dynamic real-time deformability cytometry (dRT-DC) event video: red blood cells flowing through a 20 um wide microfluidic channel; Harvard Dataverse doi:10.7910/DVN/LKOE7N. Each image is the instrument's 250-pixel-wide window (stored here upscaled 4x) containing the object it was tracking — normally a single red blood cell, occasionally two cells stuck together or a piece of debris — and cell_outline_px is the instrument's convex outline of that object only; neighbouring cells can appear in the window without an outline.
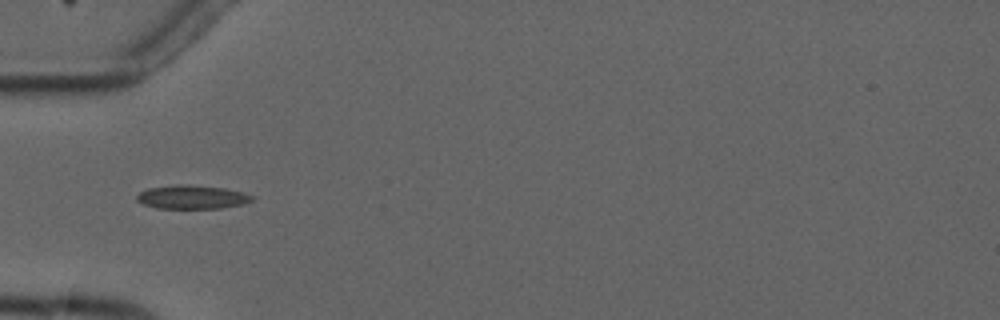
{"species": "common noctule bat (a hibernating species)", "species_latin": "Nyctalus noctula", "temperature_condition": "cold", "stored_images_in_passage": 4, "camera_frame_rate_fps": 3000, "um_per_image_px": 0.085, "animal": {"sex": "male", "forearm_length_mm": 52.5}, "frame": {"image": 1, "passage_image": 3, "time_ms": 2.333, "image_size_px": [1000, 320], "cell_outline_px": [[252, 200], [244, 204], [220, 208], [156, 208], [144, 204], [136, 200], [136, 196], [140, 192], [148, 188], [176, 184], [188, 184], [224, 188], [244, 192], [252, 196]], "centroid_in_image_um": [16.31, 16.74], "position_along_channel_um": 68.7, "area_um2": 15.9}}
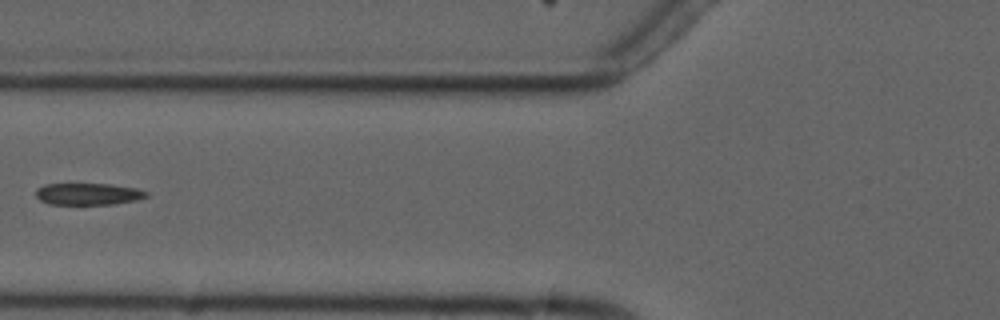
{"frame": {"image": 2, "passage_image": 4, "time_ms": 3.667, "image_size_px": [1000, 320], "cell_outline_px": [[148, 196], [136, 200], [112, 204], [48, 204], [40, 200], [36, 196], [36, 188], [44, 184], [108, 184], [136, 188], [148, 192]], "centroid_in_image_um": [7.47, 16.49], "position_along_channel_um": 118.3, "area_um2": 13.99}}